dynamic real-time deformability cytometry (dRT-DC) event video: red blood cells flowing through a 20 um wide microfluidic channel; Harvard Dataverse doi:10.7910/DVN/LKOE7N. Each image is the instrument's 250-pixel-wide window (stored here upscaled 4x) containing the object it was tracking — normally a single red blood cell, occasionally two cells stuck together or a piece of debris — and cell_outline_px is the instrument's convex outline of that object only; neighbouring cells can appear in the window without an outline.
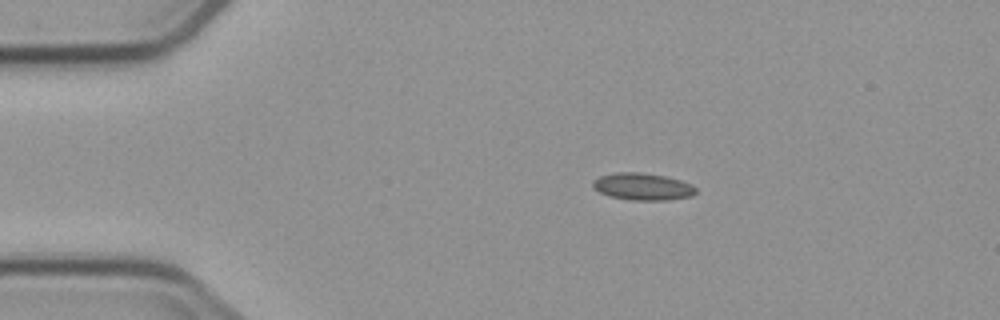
{"species": "common noctule bat (a hibernating species)", "species_latin": "Nyctalus noctula", "temperature_condition": "cold", "stored_images_in_passage": 6, "camera_frame_rate_fps": 3000, "um_per_image_px": 0.085, "animal": {"sex": "male", "body_mass_g": 23.1, "forearm_length_mm": 52.7}, "frame": {"image": 1, "passage_image": 3, "time_ms": 2.667, "image_size_px": [1000, 320], "cell_outline_px": [[696, 192], [692, 196], [668, 200], [632, 200], [612, 196], [600, 192], [592, 184], [592, 180], [600, 176], [616, 172], [640, 172], [664, 176], [680, 180], [692, 184], [696, 188]], "centroid_in_image_um": [54.65, 15.85], "position_along_channel_um": 30.3, "area_um2": 16.13}}
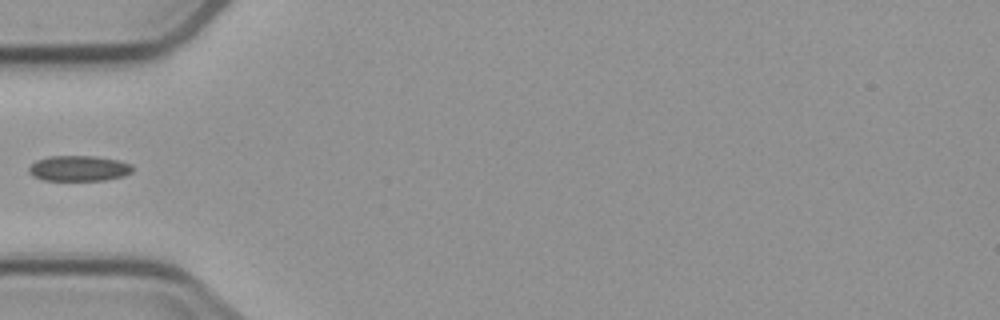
{"frame": {"image": 2, "passage_image": 5, "time_ms": 5.333, "image_size_px": [1000, 320], "cell_outline_px": [[132, 172], [124, 176], [104, 180], [44, 180], [32, 176], [28, 172], [28, 168], [36, 160], [48, 156], [96, 156], [116, 160], [132, 164]], "centroid_in_image_um": [6.68, 14.31], "position_along_channel_um": 78.3, "area_um2": 15.43}}
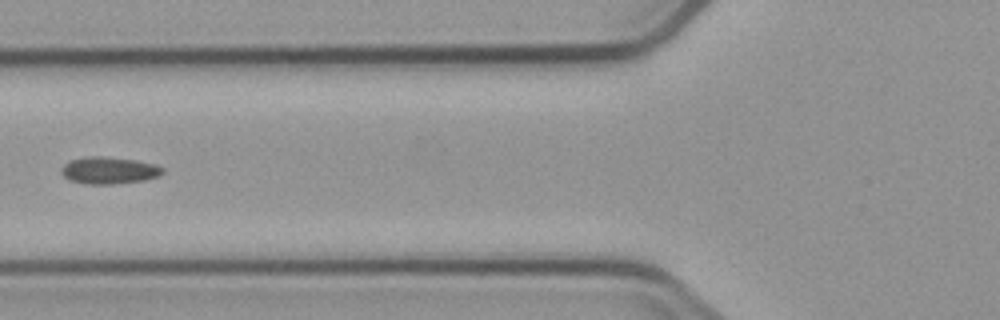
{"frame": {"image": 3, "passage_image": 6, "time_ms": 6.333, "image_size_px": [1000, 320], "cell_outline_px": [[164, 172], [160, 176], [144, 180], [112, 184], [88, 184], [72, 180], [64, 176], [60, 172], [60, 168], [68, 160], [88, 156], [104, 156], [136, 160], [156, 164], [164, 168]], "centroid_in_image_um": [9.28, 14.47], "position_along_channel_um": 116.5, "area_um2": 16.07}}